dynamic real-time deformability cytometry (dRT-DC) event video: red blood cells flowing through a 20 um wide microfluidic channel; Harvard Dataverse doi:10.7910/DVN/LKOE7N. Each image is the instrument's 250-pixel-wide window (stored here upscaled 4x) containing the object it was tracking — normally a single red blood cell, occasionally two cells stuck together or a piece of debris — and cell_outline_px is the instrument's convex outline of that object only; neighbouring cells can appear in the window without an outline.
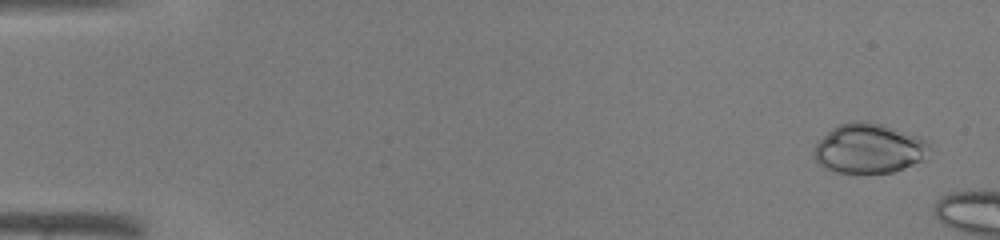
{"species": "common noctule bat (a hibernating species)", "species_latin": "Nyctalus noctula", "temperature_condition": "warm", "stored_images_in_passage": 6, "camera_frame_rate_fps": 3000, "um_per_image_px": 0.085, "animal": {"sex": "male", "body_mass_g": 19.0, "forearm_length_mm": 50.8}, "frame": {"image": 1, "passage_image": 2, "time_ms": 0.333, "image_size_px": [1000, 240], "cell_outline_px": [[928, 144], [920, 160], [912, 164], [892, 172], [840, 172], [828, 168], [820, 164], [812, 156], [812, 152], [816, 144], [832, 128], [840, 124], [852, 120], [860, 120], [880, 124], [920, 136], [928, 140]], "centroid_in_image_um": [73.8, 12.59], "position_along_channel_um": 11.2, "area_um2": 32.66}}